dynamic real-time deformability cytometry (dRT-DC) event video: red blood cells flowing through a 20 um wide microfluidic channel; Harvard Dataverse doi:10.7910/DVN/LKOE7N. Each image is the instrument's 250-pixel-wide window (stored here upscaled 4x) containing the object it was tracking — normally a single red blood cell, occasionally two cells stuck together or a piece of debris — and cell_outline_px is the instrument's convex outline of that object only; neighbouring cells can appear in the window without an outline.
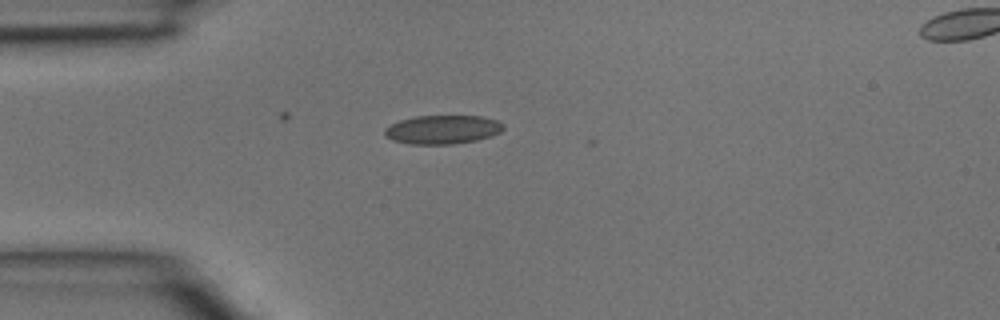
{"species": "common noctule bat (a hibernating species)", "species_latin": "Nyctalus noctula", "temperature_condition": "room temperature", "stored_images_in_passage": 2, "camera_frame_rate_fps": 3000, "um_per_image_px": 0.085, "animal": {"sex": "male", "body_mass_g": 15.6}, "frame": {"image": 1, "passage_image": 1, "time_ms": 0.0, "image_size_px": [1000, 320], "cell_outline_px": [[504, 128], [500, 132], [492, 136], [476, 140], [452, 144], [408, 144], [392, 140], [384, 136], [384, 128], [400, 120], [416, 116], [480, 116], [496, 120], [504, 124]], "centroid_in_image_um": [37.6, 11.02], "position_along_channel_um": 47.4, "area_um2": 19.94}}